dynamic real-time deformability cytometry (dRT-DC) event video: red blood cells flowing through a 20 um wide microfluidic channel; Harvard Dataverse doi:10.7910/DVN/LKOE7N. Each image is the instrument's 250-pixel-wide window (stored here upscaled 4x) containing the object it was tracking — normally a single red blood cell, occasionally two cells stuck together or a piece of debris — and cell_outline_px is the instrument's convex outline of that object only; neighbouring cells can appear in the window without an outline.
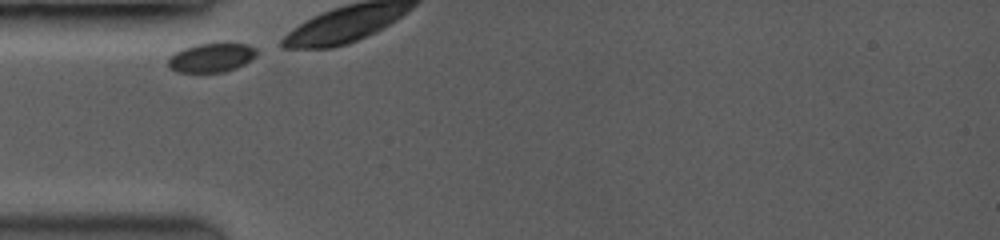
{"species": "common noctule bat (a hibernating species)", "species_latin": "Nyctalus noctula", "temperature_condition": "room temperature", "stored_images_in_passage": 20, "camera_frame_rate_fps": 3500, "um_per_image_px": 0.085, "animal": {"sex": "female", "body_mass_g": 19.0, "forearm_length_mm": 53.3}, "frame": {"image": 1, "passage_image": 1, "time_ms": 0.0, "image_size_px": [1000, 240], "cell_outline_px": [[260, 52], [256, 56], [244, 64], [236, 68], [224, 72], [176, 72], [168, 68], [168, 60], [176, 52], [184, 48], [196, 44], [248, 44], [256, 48]], "centroid_in_image_um": [17.99, 4.91], "position_along_channel_um": 67.0, "area_um2": 14.91}}